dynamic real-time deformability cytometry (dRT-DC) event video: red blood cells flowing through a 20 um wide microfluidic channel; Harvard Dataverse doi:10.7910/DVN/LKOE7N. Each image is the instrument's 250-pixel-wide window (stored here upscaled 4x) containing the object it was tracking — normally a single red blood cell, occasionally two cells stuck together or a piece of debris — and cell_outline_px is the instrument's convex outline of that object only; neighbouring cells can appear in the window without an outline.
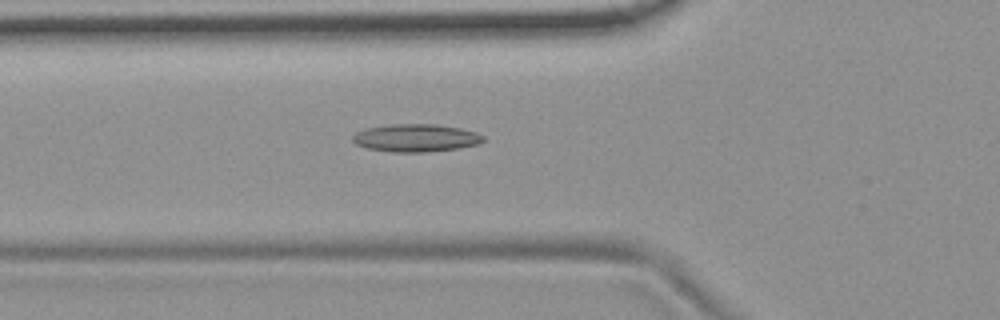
{"species": "common noctule bat (a hibernating species)", "species_latin": "Nyctalus noctula", "temperature_condition": "room temperature", "stored_images_in_passage": 54, "camera_frame_rate_fps": 3000, "um_per_image_px": 0.085, "animal": {"sex": "female", "body_mass_g": 19.9}, "frame": {"image": 1, "passage_image": 19, "time_ms": 6.0, "image_size_px": [1000, 320], "cell_outline_px": [[484, 140], [476, 144], [460, 148], [424, 152], [392, 152], [368, 148], [356, 144], [352, 140], [352, 136], [356, 132], [364, 128], [392, 124], [436, 124], [460, 128], [476, 132], [484, 136]], "centroid_in_image_um": [35.33, 11.72], "position_along_channel_um": 90.5, "area_um2": 21.1}}
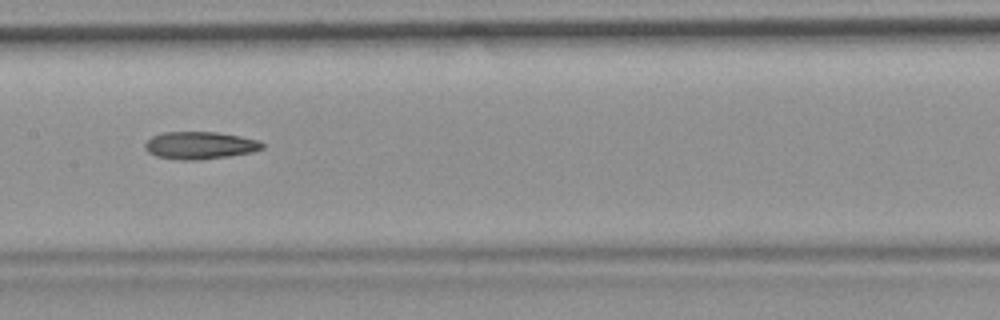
{"frame": {"image": 2, "passage_image": 27, "time_ms": 8.667, "image_size_px": [1000, 320], "cell_outline_px": [[264, 148], [252, 152], [228, 156], [200, 160], [180, 160], [156, 156], [148, 152], [144, 148], [144, 144], [152, 136], [164, 132], [216, 132], [240, 136], [260, 140], [264, 144]], "centroid_in_image_um": [17.0, 12.36], "position_along_channel_um": 190.4, "area_um2": 18.84}}
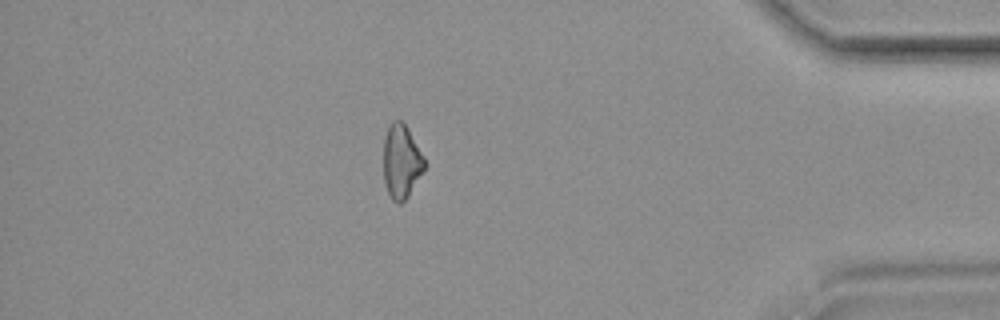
{"frame": {"image": 3, "passage_image": 47, "time_ms": 15.333, "image_size_px": [1000, 320], "cell_outline_px": [[424, 168], [408, 196], [400, 204], [392, 200], [388, 192], [384, 180], [384, 136], [392, 120], [400, 120], [408, 128], [424, 156]], "centroid_in_image_um": [34.1, 13.7], "position_along_channel_um": 401.1, "area_um2": 17.4}}